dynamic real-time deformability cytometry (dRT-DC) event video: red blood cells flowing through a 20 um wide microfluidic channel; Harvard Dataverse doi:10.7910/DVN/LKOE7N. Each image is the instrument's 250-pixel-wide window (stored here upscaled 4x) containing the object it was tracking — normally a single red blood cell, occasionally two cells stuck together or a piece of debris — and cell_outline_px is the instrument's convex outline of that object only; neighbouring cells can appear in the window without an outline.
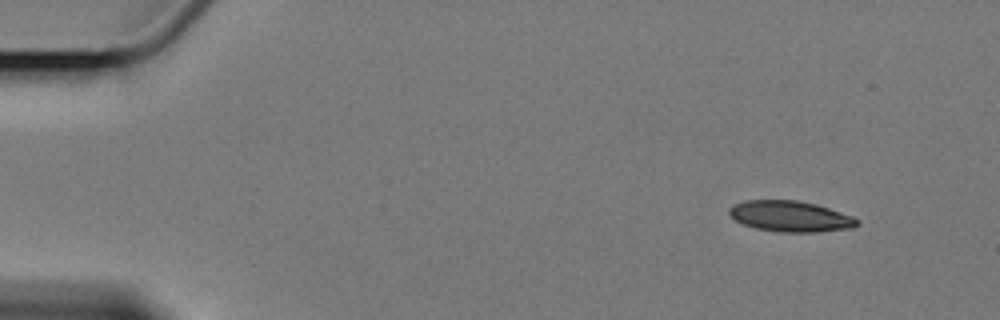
{"species": "Egyptian fruit bat (a non-hibernating species)", "species_latin": "Rousettus aegyptiacus", "temperature_condition": "cold", "stored_images_in_passage": 3, "camera_frame_rate_fps": 3000, "um_per_image_px": 0.085, "animal": {"sex": "female"}, "frame": {"image": 1, "passage_image": 1, "time_ms": 0.0, "image_size_px": [1000, 320], "cell_outline_px": [[860, 224], [852, 228], [816, 232], [780, 232], [756, 228], [744, 224], [736, 220], [728, 212], [728, 208], [744, 200], [796, 200], [816, 204], [852, 216], [860, 220]], "centroid_in_image_um": [67.2, 18.39], "position_along_channel_um": 17.8, "area_um2": 22.89}}